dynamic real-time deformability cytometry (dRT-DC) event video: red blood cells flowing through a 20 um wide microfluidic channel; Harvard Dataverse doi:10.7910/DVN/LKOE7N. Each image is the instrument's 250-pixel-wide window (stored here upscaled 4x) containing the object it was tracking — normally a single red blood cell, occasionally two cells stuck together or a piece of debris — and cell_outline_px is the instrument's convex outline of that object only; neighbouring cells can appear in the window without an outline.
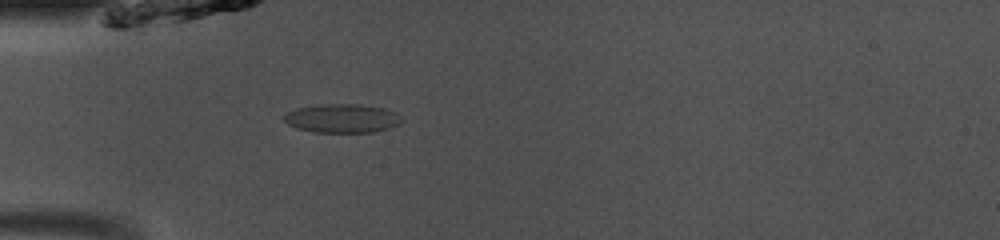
{"species": "common noctule bat (a hibernating species)", "species_latin": "Nyctalus noctula", "temperature_condition": "room temperature", "stored_images_in_passage": 33, "camera_frame_rate_fps": 3000, "um_per_image_px": 0.085, "animal": {"sex": "male", "body_mass_g": 13.0, "forearm_length_mm": 53.1}, "frame": {"image": 1, "passage_image": 1, "time_ms": 0.0, "image_size_px": [1000, 240], "cell_outline_px": [[404, 120], [400, 124], [388, 128], [372, 132], [312, 132], [296, 128], [288, 124], [284, 120], [284, 116], [288, 112], [296, 108], [320, 104], [360, 104], [384, 108], [396, 112]], "centroid_in_image_um": [29.1, 10.05], "position_along_channel_um": 55.9, "area_um2": 19.83}}
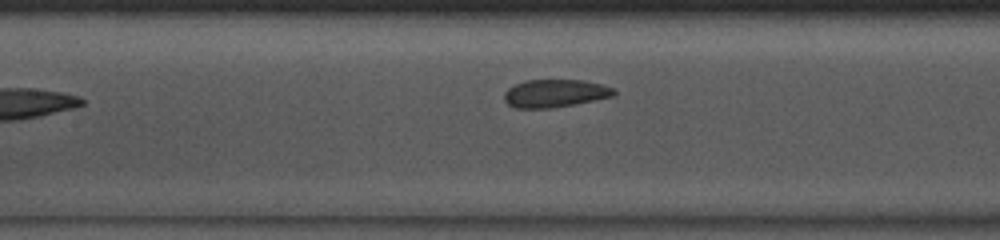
{"frame": {"image": 2, "passage_image": 9, "time_ms": 2.667, "image_size_px": [1000, 240], "cell_outline_px": [[616, 96], [576, 104], [552, 108], [516, 108], [508, 104], [504, 100], [504, 92], [508, 88], [524, 80], [584, 80], [616, 88]], "centroid_in_image_um": [47.21, 7.93], "position_along_channel_um": 160.2, "area_um2": 18.03}}
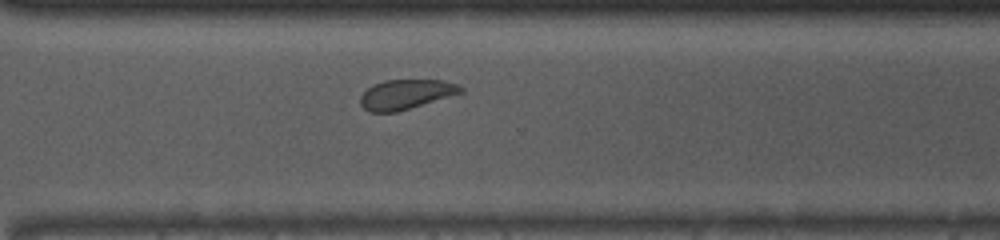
{"frame": {"image": 3, "passage_image": 22, "time_ms": 7.0, "image_size_px": [1000, 240], "cell_outline_px": [[464, 92], [396, 112], [368, 112], [360, 104], [360, 96], [368, 88], [384, 80], [444, 80], [456, 84], [464, 88]], "centroid_in_image_um": [34.5, 8.02], "position_along_channel_um": 336.1, "area_um2": 17.22}, "authors_computed_cell_mechanics": {"area_um2": 18.0914, "velocity_mm_per_s": 4.0716, "shape_relaxation_time_tau1_ms": null, "shape_relaxation_time_tau2_ms": 1.9007, "deformation_change_tau1": null, "deformation_change_tau2": 0.047}}